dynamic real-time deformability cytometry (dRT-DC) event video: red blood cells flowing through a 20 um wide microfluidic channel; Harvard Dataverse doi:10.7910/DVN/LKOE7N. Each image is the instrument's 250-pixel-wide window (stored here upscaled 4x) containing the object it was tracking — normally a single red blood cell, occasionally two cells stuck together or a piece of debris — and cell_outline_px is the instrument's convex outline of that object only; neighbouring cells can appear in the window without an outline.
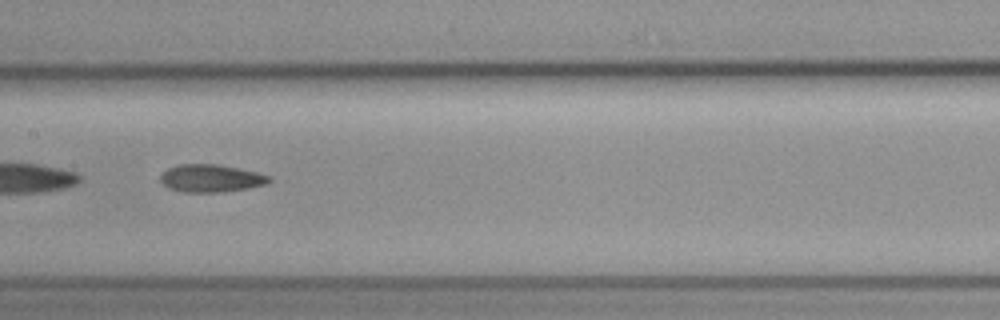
{"species": "common noctule bat (a hibernating species)", "species_latin": "Nyctalus noctula", "temperature_condition": "cold", "stored_images_in_passage": 11, "camera_frame_rate_fps": 3000, "um_per_image_px": 0.085, "animal": {"sex": "female", "body_mass_g": 19.3, "forearm_length_mm": 54.1}, "frame": {"image": 1, "passage_image": 8, "time_ms": 2.333, "image_size_px": [1000, 320], "cell_outline_px": [[272, 180], [268, 184], [248, 188], [224, 192], [180, 192], [168, 188], [160, 180], [160, 176], [168, 168], [180, 164], [216, 164], [256, 172], [268, 176]], "centroid_in_image_um": [17.92, 15.17], "position_along_channel_um": 189.5, "area_um2": 17.46}}
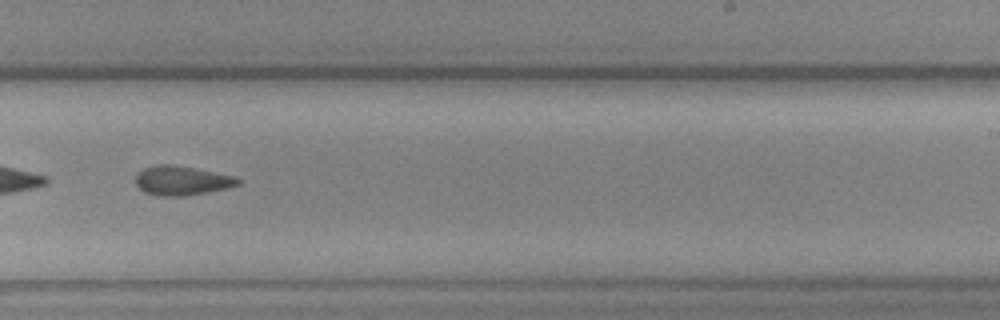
{"frame": {"image": 2, "passage_image": 10, "time_ms": 3.0, "image_size_px": [1000, 320], "cell_outline_px": [[240, 184], [228, 188], [184, 196], [160, 196], [144, 192], [136, 184], [136, 176], [144, 168], [156, 164], [172, 164], [196, 168], [232, 176], [240, 180]], "centroid_in_image_um": [15.44, 15.35], "position_along_channel_um": 273.6, "area_um2": 17.34}}